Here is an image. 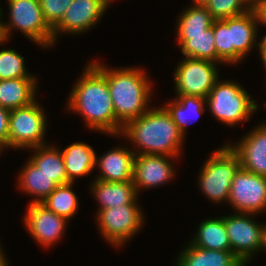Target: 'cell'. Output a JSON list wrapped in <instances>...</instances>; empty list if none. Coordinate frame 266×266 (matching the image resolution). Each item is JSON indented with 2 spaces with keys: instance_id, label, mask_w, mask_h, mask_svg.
<instances>
[{
  "instance_id": "1",
  "label": "cell",
  "mask_w": 266,
  "mask_h": 266,
  "mask_svg": "<svg viewBox=\"0 0 266 266\" xmlns=\"http://www.w3.org/2000/svg\"><path fill=\"white\" fill-rule=\"evenodd\" d=\"M72 88L68 109L81 114L88 127L117 136V118L106 77L90 62Z\"/></svg>"
},
{
  "instance_id": "2",
  "label": "cell",
  "mask_w": 266,
  "mask_h": 266,
  "mask_svg": "<svg viewBox=\"0 0 266 266\" xmlns=\"http://www.w3.org/2000/svg\"><path fill=\"white\" fill-rule=\"evenodd\" d=\"M92 64L106 77L110 96L117 118V137L123 127L131 120L148 111L152 84L147 75L139 68L125 67L120 69L104 67L103 64ZM149 101V102H148Z\"/></svg>"
},
{
  "instance_id": "3",
  "label": "cell",
  "mask_w": 266,
  "mask_h": 266,
  "mask_svg": "<svg viewBox=\"0 0 266 266\" xmlns=\"http://www.w3.org/2000/svg\"><path fill=\"white\" fill-rule=\"evenodd\" d=\"M125 135L139 150L136 155L153 154L178 157L184 136L165 107L149 108L147 112L129 121L120 136ZM142 148V149H141ZM141 149V150H140Z\"/></svg>"
},
{
  "instance_id": "4",
  "label": "cell",
  "mask_w": 266,
  "mask_h": 266,
  "mask_svg": "<svg viewBox=\"0 0 266 266\" xmlns=\"http://www.w3.org/2000/svg\"><path fill=\"white\" fill-rule=\"evenodd\" d=\"M255 10L223 20L213 21L214 43L217 52V63L237 64L248 55L257 39Z\"/></svg>"
},
{
  "instance_id": "5",
  "label": "cell",
  "mask_w": 266,
  "mask_h": 266,
  "mask_svg": "<svg viewBox=\"0 0 266 266\" xmlns=\"http://www.w3.org/2000/svg\"><path fill=\"white\" fill-rule=\"evenodd\" d=\"M207 107L219 122L234 126L249 121L250 115L258 110V104L251 95L232 81H217L206 97Z\"/></svg>"
},
{
  "instance_id": "6",
  "label": "cell",
  "mask_w": 266,
  "mask_h": 266,
  "mask_svg": "<svg viewBox=\"0 0 266 266\" xmlns=\"http://www.w3.org/2000/svg\"><path fill=\"white\" fill-rule=\"evenodd\" d=\"M239 156L226 144L205 161L199 174V186L209 200L228 201L232 180L240 168Z\"/></svg>"
},
{
  "instance_id": "7",
  "label": "cell",
  "mask_w": 266,
  "mask_h": 266,
  "mask_svg": "<svg viewBox=\"0 0 266 266\" xmlns=\"http://www.w3.org/2000/svg\"><path fill=\"white\" fill-rule=\"evenodd\" d=\"M9 22L3 23L2 31L6 41L13 28L43 48L54 44L53 29L47 24L39 0H8Z\"/></svg>"
},
{
  "instance_id": "8",
  "label": "cell",
  "mask_w": 266,
  "mask_h": 266,
  "mask_svg": "<svg viewBox=\"0 0 266 266\" xmlns=\"http://www.w3.org/2000/svg\"><path fill=\"white\" fill-rule=\"evenodd\" d=\"M35 100L28 106L10 111L8 148H33L44 144L46 115Z\"/></svg>"
},
{
  "instance_id": "9",
  "label": "cell",
  "mask_w": 266,
  "mask_h": 266,
  "mask_svg": "<svg viewBox=\"0 0 266 266\" xmlns=\"http://www.w3.org/2000/svg\"><path fill=\"white\" fill-rule=\"evenodd\" d=\"M100 233L116 247L124 244L138 233L144 222V215L137 204L119 205L97 212ZM143 215V216H142Z\"/></svg>"
},
{
  "instance_id": "10",
  "label": "cell",
  "mask_w": 266,
  "mask_h": 266,
  "mask_svg": "<svg viewBox=\"0 0 266 266\" xmlns=\"http://www.w3.org/2000/svg\"><path fill=\"white\" fill-rule=\"evenodd\" d=\"M216 62L186 57L177 65L174 73L177 95L206 98L218 81Z\"/></svg>"
},
{
  "instance_id": "11",
  "label": "cell",
  "mask_w": 266,
  "mask_h": 266,
  "mask_svg": "<svg viewBox=\"0 0 266 266\" xmlns=\"http://www.w3.org/2000/svg\"><path fill=\"white\" fill-rule=\"evenodd\" d=\"M238 213L266 211V177L239 168L232 180L227 201Z\"/></svg>"
},
{
  "instance_id": "12",
  "label": "cell",
  "mask_w": 266,
  "mask_h": 266,
  "mask_svg": "<svg viewBox=\"0 0 266 266\" xmlns=\"http://www.w3.org/2000/svg\"><path fill=\"white\" fill-rule=\"evenodd\" d=\"M251 213H235L224 217L231 252L246 266L254 252L261 250L262 224L253 220Z\"/></svg>"
},
{
  "instance_id": "13",
  "label": "cell",
  "mask_w": 266,
  "mask_h": 266,
  "mask_svg": "<svg viewBox=\"0 0 266 266\" xmlns=\"http://www.w3.org/2000/svg\"><path fill=\"white\" fill-rule=\"evenodd\" d=\"M112 0H73L61 21L53 28L54 44L61 32L80 34L96 25Z\"/></svg>"
},
{
  "instance_id": "14",
  "label": "cell",
  "mask_w": 266,
  "mask_h": 266,
  "mask_svg": "<svg viewBox=\"0 0 266 266\" xmlns=\"http://www.w3.org/2000/svg\"><path fill=\"white\" fill-rule=\"evenodd\" d=\"M24 217V224L32 238L48 247L59 241L67 220L48 210L41 203H30Z\"/></svg>"
},
{
  "instance_id": "15",
  "label": "cell",
  "mask_w": 266,
  "mask_h": 266,
  "mask_svg": "<svg viewBox=\"0 0 266 266\" xmlns=\"http://www.w3.org/2000/svg\"><path fill=\"white\" fill-rule=\"evenodd\" d=\"M169 158V159H168ZM173 158L166 155H136L134 161L133 184L137 194L143 188H155L170 182L174 178V166L169 161ZM143 187V188H142Z\"/></svg>"
},
{
  "instance_id": "16",
  "label": "cell",
  "mask_w": 266,
  "mask_h": 266,
  "mask_svg": "<svg viewBox=\"0 0 266 266\" xmlns=\"http://www.w3.org/2000/svg\"><path fill=\"white\" fill-rule=\"evenodd\" d=\"M238 142L228 145L239 156L241 168L266 177V124L255 127Z\"/></svg>"
},
{
  "instance_id": "17",
  "label": "cell",
  "mask_w": 266,
  "mask_h": 266,
  "mask_svg": "<svg viewBox=\"0 0 266 266\" xmlns=\"http://www.w3.org/2000/svg\"><path fill=\"white\" fill-rule=\"evenodd\" d=\"M134 150L115 147L100 158L96 157V166L100 169L97 180L106 182H133Z\"/></svg>"
},
{
  "instance_id": "18",
  "label": "cell",
  "mask_w": 266,
  "mask_h": 266,
  "mask_svg": "<svg viewBox=\"0 0 266 266\" xmlns=\"http://www.w3.org/2000/svg\"><path fill=\"white\" fill-rule=\"evenodd\" d=\"M93 181L90 191L92 190L100 204L98 212L119 205L137 204L138 194L133 182H106L97 179Z\"/></svg>"
},
{
  "instance_id": "19",
  "label": "cell",
  "mask_w": 266,
  "mask_h": 266,
  "mask_svg": "<svg viewBox=\"0 0 266 266\" xmlns=\"http://www.w3.org/2000/svg\"><path fill=\"white\" fill-rule=\"evenodd\" d=\"M35 78H12L0 80V106L7 110L30 105L36 100Z\"/></svg>"
},
{
  "instance_id": "20",
  "label": "cell",
  "mask_w": 266,
  "mask_h": 266,
  "mask_svg": "<svg viewBox=\"0 0 266 266\" xmlns=\"http://www.w3.org/2000/svg\"><path fill=\"white\" fill-rule=\"evenodd\" d=\"M179 254L175 266H245L231 251L202 249L190 242Z\"/></svg>"
},
{
  "instance_id": "21",
  "label": "cell",
  "mask_w": 266,
  "mask_h": 266,
  "mask_svg": "<svg viewBox=\"0 0 266 266\" xmlns=\"http://www.w3.org/2000/svg\"><path fill=\"white\" fill-rule=\"evenodd\" d=\"M68 181L74 183L76 177L86 176L96 167L93 148L83 142H76L61 151Z\"/></svg>"
},
{
  "instance_id": "22",
  "label": "cell",
  "mask_w": 266,
  "mask_h": 266,
  "mask_svg": "<svg viewBox=\"0 0 266 266\" xmlns=\"http://www.w3.org/2000/svg\"><path fill=\"white\" fill-rule=\"evenodd\" d=\"M27 161L18 176V187L24 193L27 192V194L38 197L30 203H41L58 185L30 159Z\"/></svg>"
},
{
  "instance_id": "23",
  "label": "cell",
  "mask_w": 266,
  "mask_h": 266,
  "mask_svg": "<svg viewBox=\"0 0 266 266\" xmlns=\"http://www.w3.org/2000/svg\"><path fill=\"white\" fill-rule=\"evenodd\" d=\"M190 243L202 249L231 251L224 216L202 221L196 235Z\"/></svg>"
},
{
  "instance_id": "24",
  "label": "cell",
  "mask_w": 266,
  "mask_h": 266,
  "mask_svg": "<svg viewBox=\"0 0 266 266\" xmlns=\"http://www.w3.org/2000/svg\"><path fill=\"white\" fill-rule=\"evenodd\" d=\"M204 104H206V98L191 95H177L175 100L169 101L164 107L171 115L173 122L177 125L181 134L185 137L187 124L195 120V117L203 114L205 110L203 108Z\"/></svg>"
},
{
  "instance_id": "25",
  "label": "cell",
  "mask_w": 266,
  "mask_h": 266,
  "mask_svg": "<svg viewBox=\"0 0 266 266\" xmlns=\"http://www.w3.org/2000/svg\"><path fill=\"white\" fill-rule=\"evenodd\" d=\"M178 44L185 57L217 62L213 24L198 35H177Z\"/></svg>"
},
{
  "instance_id": "26",
  "label": "cell",
  "mask_w": 266,
  "mask_h": 266,
  "mask_svg": "<svg viewBox=\"0 0 266 266\" xmlns=\"http://www.w3.org/2000/svg\"><path fill=\"white\" fill-rule=\"evenodd\" d=\"M31 149L36 151L29 159L50 176L57 185L70 183L65 171L64 159L59 149L48 146V144Z\"/></svg>"
},
{
  "instance_id": "27",
  "label": "cell",
  "mask_w": 266,
  "mask_h": 266,
  "mask_svg": "<svg viewBox=\"0 0 266 266\" xmlns=\"http://www.w3.org/2000/svg\"><path fill=\"white\" fill-rule=\"evenodd\" d=\"M73 183L58 185L54 191L48 195L41 204L48 210L53 211L58 216L67 221L73 217L79 208L78 197L72 191Z\"/></svg>"
},
{
  "instance_id": "28",
  "label": "cell",
  "mask_w": 266,
  "mask_h": 266,
  "mask_svg": "<svg viewBox=\"0 0 266 266\" xmlns=\"http://www.w3.org/2000/svg\"><path fill=\"white\" fill-rule=\"evenodd\" d=\"M179 17L177 35H198L210 28L214 18L206 6H191Z\"/></svg>"
},
{
  "instance_id": "29",
  "label": "cell",
  "mask_w": 266,
  "mask_h": 266,
  "mask_svg": "<svg viewBox=\"0 0 266 266\" xmlns=\"http://www.w3.org/2000/svg\"><path fill=\"white\" fill-rule=\"evenodd\" d=\"M12 78H34L28 73L24 57L13 49L0 51V80Z\"/></svg>"
},
{
  "instance_id": "30",
  "label": "cell",
  "mask_w": 266,
  "mask_h": 266,
  "mask_svg": "<svg viewBox=\"0 0 266 266\" xmlns=\"http://www.w3.org/2000/svg\"><path fill=\"white\" fill-rule=\"evenodd\" d=\"M206 7L214 20L240 16L250 10L243 0H210Z\"/></svg>"
},
{
  "instance_id": "31",
  "label": "cell",
  "mask_w": 266,
  "mask_h": 266,
  "mask_svg": "<svg viewBox=\"0 0 266 266\" xmlns=\"http://www.w3.org/2000/svg\"><path fill=\"white\" fill-rule=\"evenodd\" d=\"M73 0H39L43 16L53 29L62 19Z\"/></svg>"
},
{
  "instance_id": "32",
  "label": "cell",
  "mask_w": 266,
  "mask_h": 266,
  "mask_svg": "<svg viewBox=\"0 0 266 266\" xmlns=\"http://www.w3.org/2000/svg\"><path fill=\"white\" fill-rule=\"evenodd\" d=\"M10 110L0 106V143L8 148Z\"/></svg>"
},
{
  "instance_id": "33",
  "label": "cell",
  "mask_w": 266,
  "mask_h": 266,
  "mask_svg": "<svg viewBox=\"0 0 266 266\" xmlns=\"http://www.w3.org/2000/svg\"><path fill=\"white\" fill-rule=\"evenodd\" d=\"M255 12L258 17L259 24H265L266 26V2L262 3L259 5L256 9Z\"/></svg>"
},
{
  "instance_id": "34",
  "label": "cell",
  "mask_w": 266,
  "mask_h": 266,
  "mask_svg": "<svg viewBox=\"0 0 266 266\" xmlns=\"http://www.w3.org/2000/svg\"><path fill=\"white\" fill-rule=\"evenodd\" d=\"M257 44L259 47L262 63L264 67H266V34L263 36L261 42H258Z\"/></svg>"
},
{
  "instance_id": "35",
  "label": "cell",
  "mask_w": 266,
  "mask_h": 266,
  "mask_svg": "<svg viewBox=\"0 0 266 266\" xmlns=\"http://www.w3.org/2000/svg\"><path fill=\"white\" fill-rule=\"evenodd\" d=\"M250 10H255L259 5L266 2V0H243Z\"/></svg>"
},
{
  "instance_id": "36",
  "label": "cell",
  "mask_w": 266,
  "mask_h": 266,
  "mask_svg": "<svg viewBox=\"0 0 266 266\" xmlns=\"http://www.w3.org/2000/svg\"><path fill=\"white\" fill-rule=\"evenodd\" d=\"M266 250V225H262V245L261 250Z\"/></svg>"
},
{
  "instance_id": "37",
  "label": "cell",
  "mask_w": 266,
  "mask_h": 266,
  "mask_svg": "<svg viewBox=\"0 0 266 266\" xmlns=\"http://www.w3.org/2000/svg\"><path fill=\"white\" fill-rule=\"evenodd\" d=\"M0 266H8L7 259L3 254V250H1V246H0Z\"/></svg>"
},
{
  "instance_id": "38",
  "label": "cell",
  "mask_w": 266,
  "mask_h": 266,
  "mask_svg": "<svg viewBox=\"0 0 266 266\" xmlns=\"http://www.w3.org/2000/svg\"><path fill=\"white\" fill-rule=\"evenodd\" d=\"M194 1V4H192L193 6H206L210 0H192Z\"/></svg>"
},
{
  "instance_id": "39",
  "label": "cell",
  "mask_w": 266,
  "mask_h": 266,
  "mask_svg": "<svg viewBox=\"0 0 266 266\" xmlns=\"http://www.w3.org/2000/svg\"><path fill=\"white\" fill-rule=\"evenodd\" d=\"M5 38L2 31V18H0V44H3L5 42Z\"/></svg>"
},
{
  "instance_id": "40",
  "label": "cell",
  "mask_w": 266,
  "mask_h": 266,
  "mask_svg": "<svg viewBox=\"0 0 266 266\" xmlns=\"http://www.w3.org/2000/svg\"><path fill=\"white\" fill-rule=\"evenodd\" d=\"M4 148H5V146L2 143H0V153H1L2 149H4Z\"/></svg>"
},
{
  "instance_id": "41",
  "label": "cell",
  "mask_w": 266,
  "mask_h": 266,
  "mask_svg": "<svg viewBox=\"0 0 266 266\" xmlns=\"http://www.w3.org/2000/svg\"><path fill=\"white\" fill-rule=\"evenodd\" d=\"M2 15H3V14H2V10H1V8H0V18H2Z\"/></svg>"
}]
</instances>
